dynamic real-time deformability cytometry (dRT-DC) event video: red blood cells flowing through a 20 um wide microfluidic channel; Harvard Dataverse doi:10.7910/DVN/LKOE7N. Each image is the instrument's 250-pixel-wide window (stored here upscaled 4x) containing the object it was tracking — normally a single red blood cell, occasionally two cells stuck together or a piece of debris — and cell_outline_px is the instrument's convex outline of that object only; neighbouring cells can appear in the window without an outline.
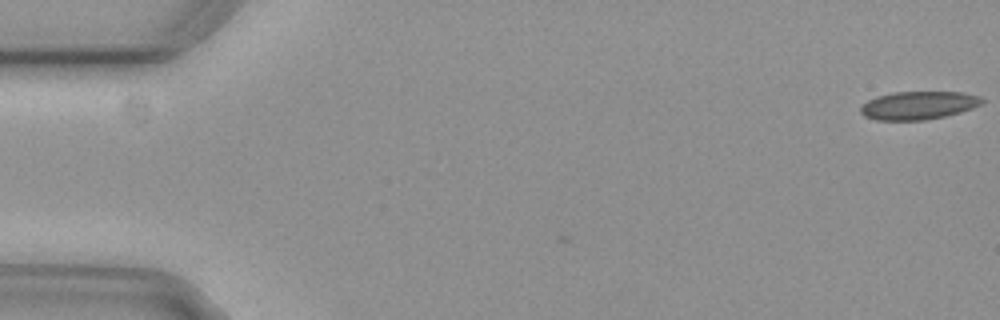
{"species": "common noctule bat (a hibernating species)", "species_latin": "Nyctalus noctula", "temperature_condition": "cold", "stored_images_in_passage": 5, "camera_frame_rate_fps": 3000, "um_per_image_px": 0.085, "animal": {"sex": "female", "body_mass_g": 29.2, "forearm_length_mm": 56.3}, "frame": {"image": 1, "passage_image": 1, "time_ms": 0.0, "image_size_px": [1000, 320], "cell_outline_px": [[984, 100], [980, 104], [972, 108], [960, 112], [944, 116], [924, 120], [876, 120], [864, 116], [860, 112], [860, 108], [868, 100], [876, 96], [892, 92], [964, 92], [980, 96]], "centroid_in_image_um": [78.05, 8.95], "position_along_channel_um": 6.9, "area_um2": 19.88}}